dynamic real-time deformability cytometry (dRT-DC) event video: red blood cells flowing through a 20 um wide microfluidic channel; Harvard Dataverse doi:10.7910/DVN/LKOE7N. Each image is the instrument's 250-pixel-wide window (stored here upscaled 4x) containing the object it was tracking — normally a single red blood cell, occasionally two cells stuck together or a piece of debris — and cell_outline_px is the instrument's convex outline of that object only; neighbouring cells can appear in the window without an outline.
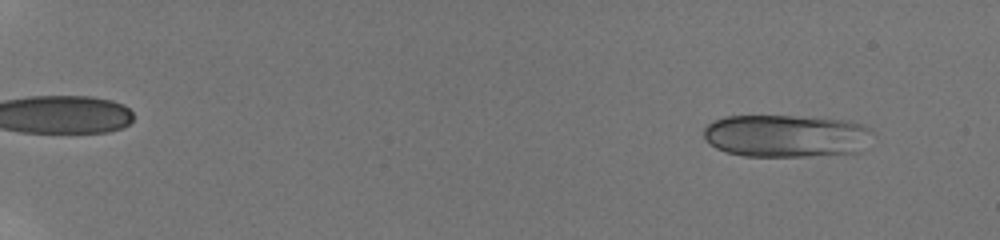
{"species": "human", "species_latin": "Homo sapiens", "temperature_condition": "room temperature", "stored_images_in_passage": 17, "camera_frame_rate_fps": 3000, "um_per_image_px": 0.085, "donor": {"sex": "male"}, "frame": {"image": 1, "passage_image": 4, "time_ms": 1.0, "image_size_px": [1000, 240], "cell_outline_px": [[872, 132], [860, 152], [812, 156], [744, 156], [728, 152], [716, 148], [704, 136], [704, 128], [712, 120], [724, 116], [792, 116], [848, 120], [864, 124]], "centroid_in_image_um": [66.82, 11.54], "position_along_channel_um": 18.2, "area_um2": 41.85}}
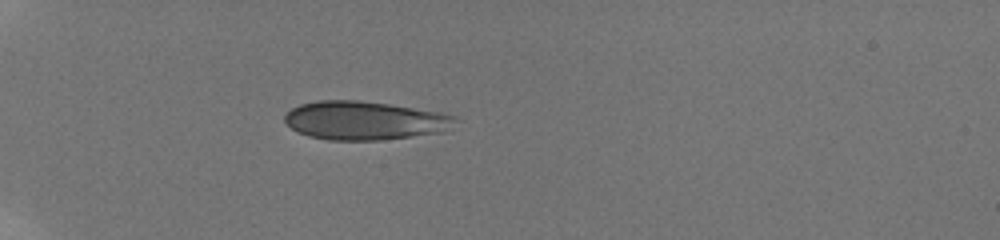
{"frame": {"image": 2, "passage_image": 13, "time_ms": 5.667, "image_size_px": [1000, 240], "cell_outline_px": [[460, 120], [444, 132], [380, 140], [328, 140], [308, 136], [296, 132], [284, 120], [284, 116], [292, 108], [300, 104], [316, 100], [360, 100], [444, 112], [456, 116]], "centroid_in_image_um": [31.03, 10.24], "position_along_channel_um": 54.0, "area_um2": 38.73}}
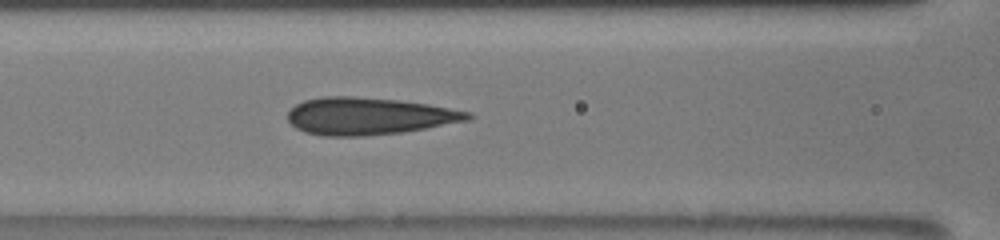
{"frame": {"image": 3, "passage_image": 17, "time_ms": 8.667, "image_size_px": [1000, 240], "cell_outline_px": [[476, 116], [468, 120], [424, 128], [400, 132], [364, 136], [324, 136], [304, 132], [296, 128], [288, 120], [288, 112], [296, 104], [304, 100], [324, 96], [352, 96], [400, 100], [428, 104], [472, 112]], "centroid_in_image_um": [31.34, 9.86], "position_along_channel_um": 135.3, "area_um2": 39.02}}